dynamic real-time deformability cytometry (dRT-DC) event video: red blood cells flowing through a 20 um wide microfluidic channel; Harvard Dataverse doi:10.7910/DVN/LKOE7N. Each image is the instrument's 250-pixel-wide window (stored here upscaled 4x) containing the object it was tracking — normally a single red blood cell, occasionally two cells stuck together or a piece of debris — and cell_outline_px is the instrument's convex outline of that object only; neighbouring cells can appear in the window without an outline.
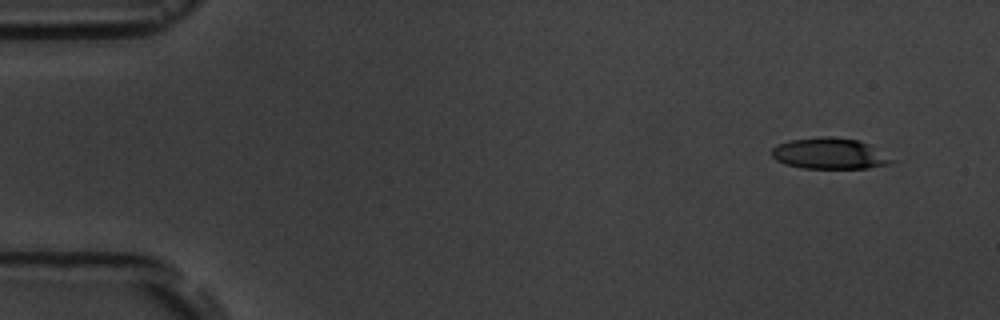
{"species": "common noctule bat (a hibernating species)", "species_latin": "Nyctalus noctula", "temperature_condition": "room temperature", "stored_images_in_passage": 4, "camera_frame_rate_fps": 3000, "um_per_image_px": 0.085, "animal": {"sex": "male", "body_mass_g": 19.5, "forearm_length_mm": 54.6}, "frame": {"image": 1, "passage_image": 1, "time_ms": 0.0, "image_size_px": [1000, 320], "cell_outline_px": [[892, 160], [888, 164], [868, 168], [800, 168], [784, 164], [776, 160], [772, 156], [772, 148], [788, 140], [820, 136], [828, 136], [860, 140], [868, 144]], "centroid_in_image_um": [70.43, 13.05], "position_along_channel_um": 14.6, "area_um2": 21.44}}
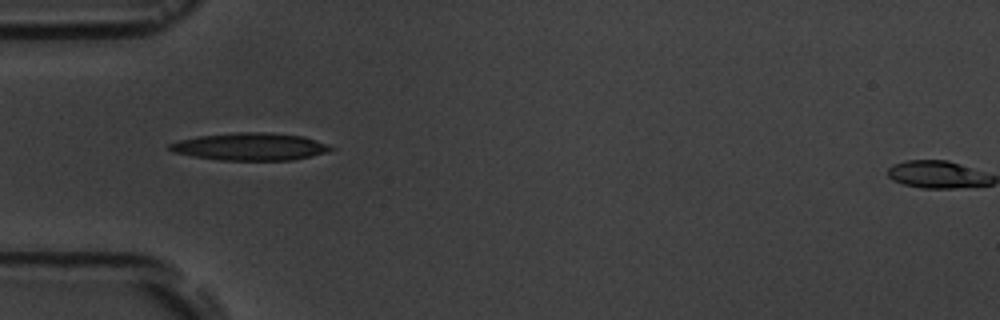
{"frame": {"image": 2, "passage_image": 4, "time_ms": 4.333, "image_size_px": [1000, 320], "cell_outline_px": [[336, 148], [312, 156], [292, 160], [220, 160], [192, 156], [172, 152], [168, 148], [168, 144], [180, 140], [200, 136], [236, 132], [268, 132], [304, 136], [316, 140]], "centroid_in_image_um": [21.25, 12.46], "position_along_channel_um": 63.7, "area_um2": 25.72}}